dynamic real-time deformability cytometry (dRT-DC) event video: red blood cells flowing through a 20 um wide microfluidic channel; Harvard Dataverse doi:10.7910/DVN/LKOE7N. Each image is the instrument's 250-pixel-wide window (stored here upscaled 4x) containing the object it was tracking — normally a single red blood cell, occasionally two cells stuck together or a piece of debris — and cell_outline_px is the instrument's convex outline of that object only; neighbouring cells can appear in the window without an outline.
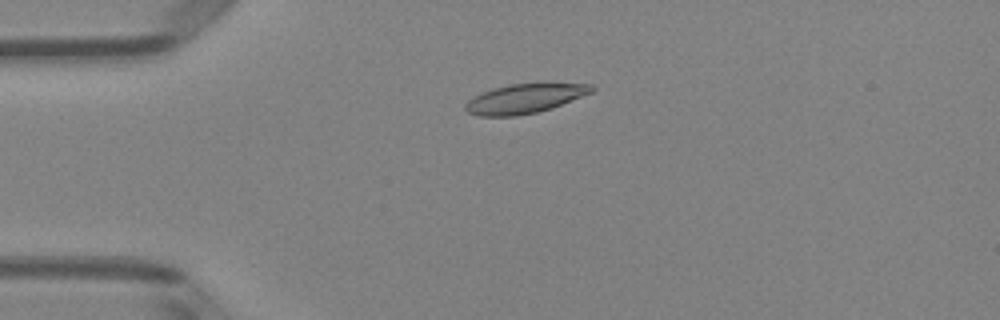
{"species": "Egyptian fruit bat (a non-hibernating species)", "species_latin": "Rousettus aegyptiacus", "temperature_condition": "room temperature", "stored_images_in_passage": 52, "camera_frame_rate_fps": 3000, "um_per_image_px": 0.085, "animal": {"sex": "female"}, "frame": {"image": 1, "passage_image": 13, "time_ms": 4.0, "image_size_px": [1000, 320], "cell_outline_px": [[596, 88], [592, 92], [552, 108], [536, 112], [516, 116], [476, 116], [468, 112], [464, 108], [464, 104], [468, 100], [492, 88], [508, 84], [544, 80], [548, 80], [592, 84]], "centroid_in_image_um": [44.68, 8.31], "position_along_channel_um": 40.3, "area_um2": 22.6}}
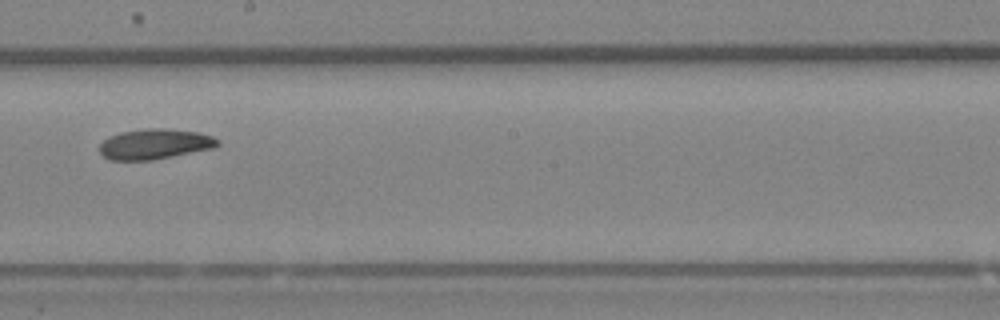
{"frame": {"image": 2, "passage_image": 30, "time_ms": 9.667, "image_size_px": [1000, 320], "cell_outline_px": [[220, 144], [212, 148], [152, 160], [108, 160], [100, 152], [100, 144], [108, 136], [120, 132], [148, 128], [164, 128], [200, 132], [212, 136], [220, 140]], "centroid_in_image_um": [13.15, 12.23], "position_along_channel_um": 235.1, "area_um2": 20.87}}
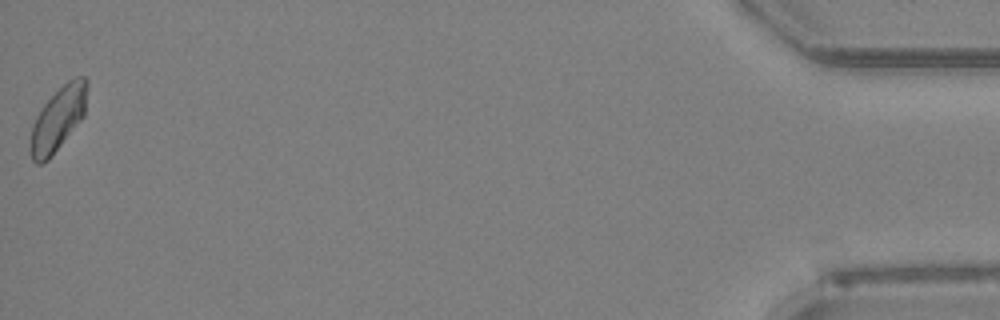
{"frame": {"image": 3, "passage_image": 52, "time_ms": 17.0, "image_size_px": [1000, 320], "cell_outline_px": [[88, 84], [84, 116], [48, 160], [40, 164], [36, 164], [32, 160], [28, 148], [32, 124], [40, 108], [68, 80], [76, 76], [84, 76], [88, 80]], "centroid_in_image_um": [4.91, 10.11], "position_along_channel_um": 430.3, "area_um2": 21.21}, "authors_computed_cell_mechanics": {"area_um2": 21.1548, "velocity_mm_per_s": 3.9507, "shape_relaxation_time_tau1_ms": 5.3486, "shape_relaxation_time_tau2_ms": null, "deformation_change_tau1": 0.1205, "deformation_change_tau2": null}}